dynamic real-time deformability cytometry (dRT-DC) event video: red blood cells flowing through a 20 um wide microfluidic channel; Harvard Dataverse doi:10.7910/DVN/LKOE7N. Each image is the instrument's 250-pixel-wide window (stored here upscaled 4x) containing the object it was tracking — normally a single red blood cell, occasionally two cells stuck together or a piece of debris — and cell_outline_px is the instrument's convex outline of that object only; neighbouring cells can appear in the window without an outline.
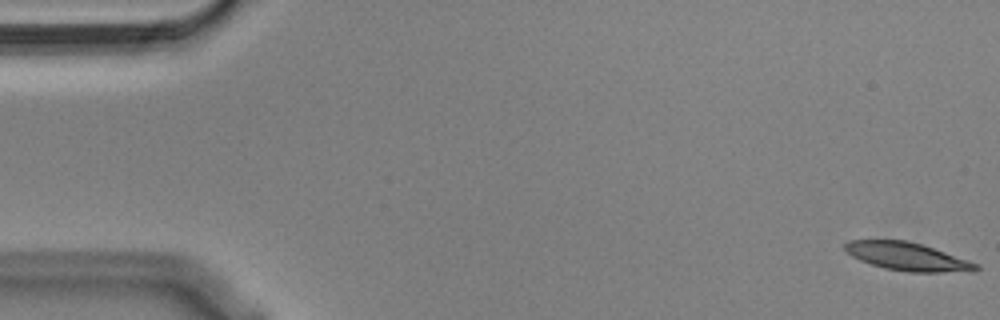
{"species": "Egyptian fruit bat (a non-hibernating species)", "species_latin": "Rousettus aegyptiacus", "temperature_condition": "cold", "stored_images_in_passage": 55, "camera_frame_rate_fps": 3000, "um_per_image_px": 0.085, "animal": {"sex": "male"}, "frame": {"image": 1, "passage_image": 1, "time_ms": 0.0, "image_size_px": [1000, 320], "cell_outline_px": [[980, 268], [940, 272], [908, 272], [884, 268], [860, 260], [852, 256], [844, 248], [844, 244], [848, 240], [908, 240], [980, 264]], "centroid_in_image_um": [77.04, 21.79], "position_along_channel_um": 8.0, "area_um2": 20.87}}
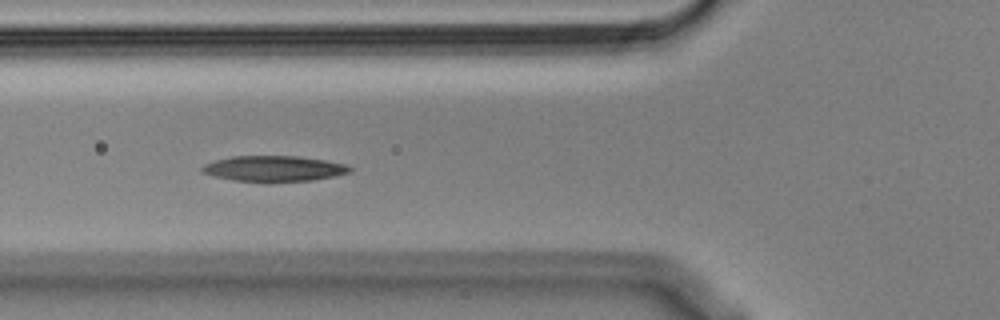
{"frame": {"image": 2, "passage_image": 20, "time_ms": 6.333, "image_size_px": [1000, 320], "cell_outline_px": [[352, 168], [348, 172], [336, 176], [312, 180], [268, 184], [232, 180], [200, 172], [200, 168], [204, 164], [216, 160], [232, 156], [296, 156], [324, 160], [344, 164]], "centroid_in_image_um": [23.23, 14.36], "position_along_channel_um": 102.6, "area_um2": 22.54}}
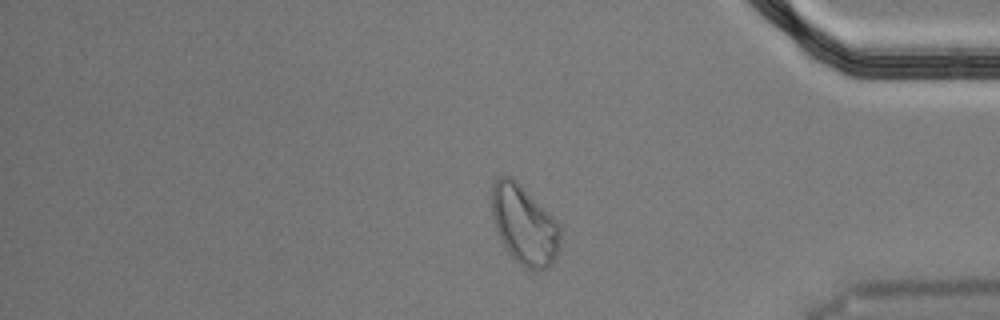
{"frame": {"image": 3, "passage_image": 46, "time_ms": 15.0, "image_size_px": [1000, 320], "cell_outline_px": [[560, 244], [556, 256], [552, 264], [548, 268], [528, 268], [520, 264], [508, 252], [496, 228], [492, 216], [492, 184], [500, 176], [508, 176], [516, 180], [556, 220], [560, 228]], "centroid_in_image_um": [44.56, 19.1], "position_along_channel_um": 390.6, "area_um2": 30.98}, "authors_computed_cell_mechanics": {"area_um2": 22.4264, "velocity_mm_per_s": 3.5886, "shape_relaxation_time_tau1_ms": 5.4843, "shape_relaxation_time_tau2_ms": null, "deformation_change_tau1": 0.1474, "deformation_change_tau2": null}}